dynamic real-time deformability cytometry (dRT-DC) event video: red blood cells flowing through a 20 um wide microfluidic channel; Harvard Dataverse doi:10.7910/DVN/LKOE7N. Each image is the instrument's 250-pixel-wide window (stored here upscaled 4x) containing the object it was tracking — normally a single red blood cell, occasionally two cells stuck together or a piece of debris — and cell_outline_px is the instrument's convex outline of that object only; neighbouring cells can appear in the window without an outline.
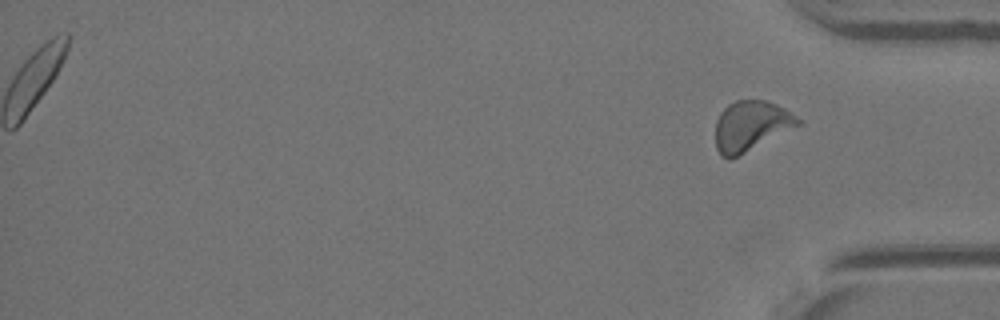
{"species": "Egyptian fruit bat (a non-hibernating species)", "species_latin": "Rousettus aegyptiacus", "temperature_condition": "warm", "stored_images_in_passage": 31, "segment_of_instrument_passage": [2, 2], "camera_frame_rate_fps": 3000, "um_per_image_px": 0.085, "animal": {"sex": "female"}, "frame": {"image": 1, "passage_image": 31, "time_ms": 10.0, "image_size_px": [1000, 320], "cell_outline_px": [[800, 124], [728, 160], [720, 156], [716, 148], [716, 120], [720, 112], [728, 104], [736, 100], [764, 100], [776, 104], [792, 112], [800, 120]], "centroid_in_image_um": [63.78, 10.68], "position_along_channel_um": 371.4, "area_um2": 23.64}}